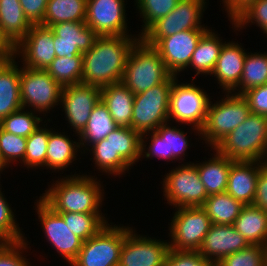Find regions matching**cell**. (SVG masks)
<instances>
[{"mask_svg":"<svg viewBox=\"0 0 267 266\" xmlns=\"http://www.w3.org/2000/svg\"><path fill=\"white\" fill-rule=\"evenodd\" d=\"M83 55L56 57L47 67L49 75L63 87L82 83Z\"/></svg>","mask_w":267,"mask_h":266,"instance_id":"f35d334b","label":"cell"},{"mask_svg":"<svg viewBox=\"0 0 267 266\" xmlns=\"http://www.w3.org/2000/svg\"><path fill=\"white\" fill-rule=\"evenodd\" d=\"M6 168H9V166L5 163V161L0 156V179H1V173L6 170ZM1 184V181H0Z\"/></svg>","mask_w":267,"mask_h":266,"instance_id":"db71d44e","label":"cell"},{"mask_svg":"<svg viewBox=\"0 0 267 266\" xmlns=\"http://www.w3.org/2000/svg\"><path fill=\"white\" fill-rule=\"evenodd\" d=\"M0 26L15 46L29 32L32 24L26 18L19 0H0Z\"/></svg>","mask_w":267,"mask_h":266,"instance_id":"4dcf8cb0","label":"cell"},{"mask_svg":"<svg viewBox=\"0 0 267 266\" xmlns=\"http://www.w3.org/2000/svg\"><path fill=\"white\" fill-rule=\"evenodd\" d=\"M77 237L83 242L97 234L109 222L106 214L58 213Z\"/></svg>","mask_w":267,"mask_h":266,"instance_id":"74e56055","label":"cell"},{"mask_svg":"<svg viewBox=\"0 0 267 266\" xmlns=\"http://www.w3.org/2000/svg\"><path fill=\"white\" fill-rule=\"evenodd\" d=\"M243 204L227 192L210 195L201 206L212 224L233 225Z\"/></svg>","mask_w":267,"mask_h":266,"instance_id":"836d02e7","label":"cell"},{"mask_svg":"<svg viewBox=\"0 0 267 266\" xmlns=\"http://www.w3.org/2000/svg\"><path fill=\"white\" fill-rule=\"evenodd\" d=\"M126 5L127 0H87L85 24L98 36L136 35L127 29Z\"/></svg>","mask_w":267,"mask_h":266,"instance_id":"e0dca14e","label":"cell"},{"mask_svg":"<svg viewBox=\"0 0 267 266\" xmlns=\"http://www.w3.org/2000/svg\"><path fill=\"white\" fill-rule=\"evenodd\" d=\"M263 249H264L265 266H267V244L263 246Z\"/></svg>","mask_w":267,"mask_h":266,"instance_id":"11a10c76","label":"cell"},{"mask_svg":"<svg viewBox=\"0 0 267 266\" xmlns=\"http://www.w3.org/2000/svg\"><path fill=\"white\" fill-rule=\"evenodd\" d=\"M115 154H119L132 168L141 160V134L131 127H120L110 132Z\"/></svg>","mask_w":267,"mask_h":266,"instance_id":"d590c367","label":"cell"},{"mask_svg":"<svg viewBox=\"0 0 267 266\" xmlns=\"http://www.w3.org/2000/svg\"><path fill=\"white\" fill-rule=\"evenodd\" d=\"M197 86L194 79L191 82H180L178 77L173 81L170 91L169 122L191 126V134L199 136L204 126L210 100L213 98Z\"/></svg>","mask_w":267,"mask_h":266,"instance_id":"5b68a950","label":"cell"},{"mask_svg":"<svg viewBox=\"0 0 267 266\" xmlns=\"http://www.w3.org/2000/svg\"><path fill=\"white\" fill-rule=\"evenodd\" d=\"M43 115L21 108L0 121V127L14 135L28 137L45 123ZM44 121V122H43Z\"/></svg>","mask_w":267,"mask_h":266,"instance_id":"ab89813d","label":"cell"},{"mask_svg":"<svg viewBox=\"0 0 267 266\" xmlns=\"http://www.w3.org/2000/svg\"><path fill=\"white\" fill-rule=\"evenodd\" d=\"M217 266H265L264 249L261 245H249L222 258Z\"/></svg>","mask_w":267,"mask_h":266,"instance_id":"f6af8a7d","label":"cell"},{"mask_svg":"<svg viewBox=\"0 0 267 266\" xmlns=\"http://www.w3.org/2000/svg\"><path fill=\"white\" fill-rule=\"evenodd\" d=\"M134 95L122 82L101 88V101L120 127H131Z\"/></svg>","mask_w":267,"mask_h":266,"instance_id":"83f0119b","label":"cell"},{"mask_svg":"<svg viewBox=\"0 0 267 266\" xmlns=\"http://www.w3.org/2000/svg\"><path fill=\"white\" fill-rule=\"evenodd\" d=\"M26 18L32 25L42 24L48 0H19Z\"/></svg>","mask_w":267,"mask_h":266,"instance_id":"681fc988","label":"cell"},{"mask_svg":"<svg viewBox=\"0 0 267 266\" xmlns=\"http://www.w3.org/2000/svg\"><path fill=\"white\" fill-rule=\"evenodd\" d=\"M267 162L234 161L231 165L226 192L243 205H252L258 173Z\"/></svg>","mask_w":267,"mask_h":266,"instance_id":"603a6c76","label":"cell"},{"mask_svg":"<svg viewBox=\"0 0 267 266\" xmlns=\"http://www.w3.org/2000/svg\"><path fill=\"white\" fill-rule=\"evenodd\" d=\"M86 151L84 154L90 153L92 157L90 160L92 159L94 167H97L98 173H102V175L105 173L108 178L110 175L115 178L125 176L132 168L119 154H115L111 136H106L101 141L93 143Z\"/></svg>","mask_w":267,"mask_h":266,"instance_id":"f546056e","label":"cell"},{"mask_svg":"<svg viewBox=\"0 0 267 266\" xmlns=\"http://www.w3.org/2000/svg\"><path fill=\"white\" fill-rule=\"evenodd\" d=\"M87 0H48L43 26L63 22H85Z\"/></svg>","mask_w":267,"mask_h":266,"instance_id":"d6a6232c","label":"cell"},{"mask_svg":"<svg viewBox=\"0 0 267 266\" xmlns=\"http://www.w3.org/2000/svg\"><path fill=\"white\" fill-rule=\"evenodd\" d=\"M137 233L133 226H126L118 266H164L170 249L169 240Z\"/></svg>","mask_w":267,"mask_h":266,"instance_id":"9a60e30c","label":"cell"},{"mask_svg":"<svg viewBox=\"0 0 267 266\" xmlns=\"http://www.w3.org/2000/svg\"><path fill=\"white\" fill-rule=\"evenodd\" d=\"M29 248L31 247L27 237L19 242H3L0 244V266H31L26 255Z\"/></svg>","mask_w":267,"mask_h":266,"instance_id":"bcb514c9","label":"cell"},{"mask_svg":"<svg viewBox=\"0 0 267 266\" xmlns=\"http://www.w3.org/2000/svg\"><path fill=\"white\" fill-rule=\"evenodd\" d=\"M162 184L166 204L176 207L202 206L209 197L201 182L195 162L181 163L165 173Z\"/></svg>","mask_w":267,"mask_h":266,"instance_id":"ba28073f","label":"cell"},{"mask_svg":"<svg viewBox=\"0 0 267 266\" xmlns=\"http://www.w3.org/2000/svg\"><path fill=\"white\" fill-rule=\"evenodd\" d=\"M16 57L0 59V121L22 107L20 65Z\"/></svg>","mask_w":267,"mask_h":266,"instance_id":"d4e9b609","label":"cell"},{"mask_svg":"<svg viewBox=\"0 0 267 266\" xmlns=\"http://www.w3.org/2000/svg\"><path fill=\"white\" fill-rule=\"evenodd\" d=\"M249 245L233 225L212 224L198 252L205 259L218 263L225 256Z\"/></svg>","mask_w":267,"mask_h":266,"instance_id":"44dd1931","label":"cell"},{"mask_svg":"<svg viewBox=\"0 0 267 266\" xmlns=\"http://www.w3.org/2000/svg\"><path fill=\"white\" fill-rule=\"evenodd\" d=\"M210 158L205 161H196V168L199 173L201 182L204 184L208 196L226 192L229 172L232 163L225 155L220 154L215 148ZM214 155V156H213Z\"/></svg>","mask_w":267,"mask_h":266,"instance_id":"484cf974","label":"cell"},{"mask_svg":"<svg viewBox=\"0 0 267 266\" xmlns=\"http://www.w3.org/2000/svg\"><path fill=\"white\" fill-rule=\"evenodd\" d=\"M35 212L38 214L46 242L54 248L67 264H71L82 248L83 241L67 226L63 218L46 205L39 197L35 200Z\"/></svg>","mask_w":267,"mask_h":266,"instance_id":"5bb4252c","label":"cell"},{"mask_svg":"<svg viewBox=\"0 0 267 266\" xmlns=\"http://www.w3.org/2000/svg\"><path fill=\"white\" fill-rule=\"evenodd\" d=\"M20 97L22 107L45 118L60 106L63 86L46 70L30 69L20 64ZM47 113V114H46ZM45 114V115H44Z\"/></svg>","mask_w":267,"mask_h":266,"instance_id":"9c48e42d","label":"cell"},{"mask_svg":"<svg viewBox=\"0 0 267 266\" xmlns=\"http://www.w3.org/2000/svg\"><path fill=\"white\" fill-rule=\"evenodd\" d=\"M208 1V2H206ZM209 0H180L169 14L154 22L140 39L149 46H154L161 38L191 29H209L202 24L203 13L208 8Z\"/></svg>","mask_w":267,"mask_h":266,"instance_id":"30bf717a","label":"cell"},{"mask_svg":"<svg viewBox=\"0 0 267 266\" xmlns=\"http://www.w3.org/2000/svg\"><path fill=\"white\" fill-rule=\"evenodd\" d=\"M242 96L253 114L267 116V84L245 91Z\"/></svg>","mask_w":267,"mask_h":266,"instance_id":"c3c4849f","label":"cell"},{"mask_svg":"<svg viewBox=\"0 0 267 266\" xmlns=\"http://www.w3.org/2000/svg\"><path fill=\"white\" fill-rule=\"evenodd\" d=\"M26 146V137L14 135L0 127V156L9 167H13L14 162L16 165L23 162Z\"/></svg>","mask_w":267,"mask_h":266,"instance_id":"ee69618b","label":"cell"},{"mask_svg":"<svg viewBox=\"0 0 267 266\" xmlns=\"http://www.w3.org/2000/svg\"><path fill=\"white\" fill-rule=\"evenodd\" d=\"M168 224L170 249L198 251L212 222L201 206L176 207Z\"/></svg>","mask_w":267,"mask_h":266,"instance_id":"8fae6325","label":"cell"},{"mask_svg":"<svg viewBox=\"0 0 267 266\" xmlns=\"http://www.w3.org/2000/svg\"><path fill=\"white\" fill-rule=\"evenodd\" d=\"M16 46L4 34L0 26V59L15 57Z\"/></svg>","mask_w":267,"mask_h":266,"instance_id":"f5cc1de1","label":"cell"},{"mask_svg":"<svg viewBox=\"0 0 267 266\" xmlns=\"http://www.w3.org/2000/svg\"><path fill=\"white\" fill-rule=\"evenodd\" d=\"M53 37L50 27L32 25L26 36L16 45L17 61L30 69L46 70L56 58Z\"/></svg>","mask_w":267,"mask_h":266,"instance_id":"d6986e66","label":"cell"},{"mask_svg":"<svg viewBox=\"0 0 267 266\" xmlns=\"http://www.w3.org/2000/svg\"><path fill=\"white\" fill-rule=\"evenodd\" d=\"M180 0H134L141 22V36L154 22L169 14L177 6Z\"/></svg>","mask_w":267,"mask_h":266,"instance_id":"60d3db41","label":"cell"},{"mask_svg":"<svg viewBox=\"0 0 267 266\" xmlns=\"http://www.w3.org/2000/svg\"><path fill=\"white\" fill-rule=\"evenodd\" d=\"M225 42L212 27L201 36L187 67L193 72L195 71L194 77H191L192 79L195 80L196 76L199 77V75H205V77L211 75Z\"/></svg>","mask_w":267,"mask_h":266,"instance_id":"4316f807","label":"cell"},{"mask_svg":"<svg viewBox=\"0 0 267 266\" xmlns=\"http://www.w3.org/2000/svg\"><path fill=\"white\" fill-rule=\"evenodd\" d=\"M241 44L238 41L227 40L210 75V77H215L214 80L219 84L222 93L232 92L241 80L244 60L247 55V50Z\"/></svg>","mask_w":267,"mask_h":266,"instance_id":"7402d4cb","label":"cell"},{"mask_svg":"<svg viewBox=\"0 0 267 266\" xmlns=\"http://www.w3.org/2000/svg\"><path fill=\"white\" fill-rule=\"evenodd\" d=\"M250 245L267 244V212L255 205H244L233 223Z\"/></svg>","mask_w":267,"mask_h":266,"instance_id":"f1b7e54d","label":"cell"},{"mask_svg":"<svg viewBox=\"0 0 267 266\" xmlns=\"http://www.w3.org/2000/svg\"><path fill=\"white\" fill-rule=\"evenodd\" d=\"M81 173L58 176L39 198L56 213L103 214L105 191L101 178Z\"/></svg>","mask_w":267,"mask_h":266,"instance_id":"7a4b0ae2","label":"cell"},{"mask_svg":"<svg viewBox=\"0 0 267 266\" xmlns=\"http://www.w3.org/2000/svg\"><path fill=\"white\" fill-rule=\"evenodd\" d=\"M180 124L172 125L171 122L160 125L155 131L147 132L141 135V159L150 161L155 157L165 160L166 162L176 161L180 163L184 162L185 156L187 157V150L190 149L193 144L191 138L189 140L187 131L183 128H179ZM178 127V128H177ZM148 140V141H147ZM149 144H148V143ZM190 142V143H189ZM191 145V146H190ZM148 146V147H147ZM184 157V158H183Z\"/></svg>","mask_w":267,"mask_h":266,"instance_id":"4fadbf2b","label":"cell"},{"mask_svg":"<svg viewBox=\"0 0 267 266\" xmlns=\"http://www.w3.org/2000/svg\"><path fill=\"white\" fill-rule=\"evenodd\" d=\"M230 24L236 34V31L243 32V29L256 24V27L258 26L262 30L260 32H263L267 38V0H256L234 21H230Z\"/></svg>","mask_w":267,"mask_h":266,"instance_id":"7bdbcfd3","label":"cell"},{"mask_svg":"<svg viewBox=\"0 0 267 266\" xmlns=\"http://www.w3.org/2000/svg\"><path fill=\"white\" fill-rule=\"evenodd\" d=\"M101 101V88L84 83L63 87L60 108L64 112L67 127L76 137L83 131L94 107ZM62 105V106H61Z\"/></svg>","mask_w":267,"mask_h":266,"instance_id":"2e32d148","label":"cell"},{"mask_svg":"<svg viewBox=\"0 0 267 266\" xmlns=\"http://www.w3.org/2000/svg\"><path fill=\"white\" fill-rule=\"evenodd\" d=\"M208 29H191L161 38L153 48L161 56L166 69L179 77L183 71H188L193 52L201 36ZM186 69V70H185Z\"/></svg>","mask_w":267,"mask_h":266,"instance_id":"ac0fdd59","label":"cell"},{"mask_svg":"<svg viewBox=\"0 0 267 266\" xmlns=\"http://www.w3.org/2000/svg\"><path fill=\"white\" fill-rule=\"evenodd\" d=\"M253 205L267 212V163L260 169Z\"/></svg>","mask_w":267,"mask_h":266,"instance_id":"f907efd6","label":"cell"},{"mask_svg":"<svg viewBox=\"0 0 267 266\" xmlns=\"http://www.w3.org/2000/svg\"><path fill=\"white\" fill-rule=\"evenodd\" d=\"M267 84V52H247L239 85L232 91L243 94L245 91Z\"/></svg>","mask_w":267,"mask_h":266,"instance_id":"e575fe53","label":"cell"},{"mask_svg":"<svg viewBox=\"0 0 267 266\" xmlns=\"http://www.w3.org/2000/svg\"><path fill=\"white\" fill-rule=\"evenodd\" d=\"M52 121V118H47L45 124L43 123L36 131L27 137L26 152L24 160L21 163L23 168L26 167L29 171L36 169H44L46 164V151L49 139V127L48 122ZM43 167V168H42Z\"/></svg>","mask_w":267,"mask_h":266,"instance_id":"8d00e7d4","label":"cell"},{"mask_svg":"<svg viewBox=\"0 0 267 266\" xmlns=\"http://www.w3.org/2000/svg\"><path fill=\"white\" fill-rule=\"evenodd\" d=\"M214 148L231 160L267 162V116L250 113Z\"/></svg>","mask_w":267,"mask_h":266,"instance_id":"3957f363","label":"cell"},{"mask_svg":"<svg viewBox=\"0 0 267 266\" xmlns=\"http://www.w3.org/2000/svg\"><path fill=\"white\" fill-rule=\"evenodd\" d=\"M66 133L65 131L59 132L55 128L49 127L45 169L52 170L51 173L53 175L57 171H61L62 173L60 174H63V171H67L70 165L75 164L76 160H78V154L80 152L81 155L83 154L80 139L72 140L71 136H68Z\"/></svg>","mask_w":267,"mask_h":266,"instance_id":"cb8c5ba5","label":"cell"},{"mask_svg":"<svg viewBox=\"0 0 267 266\" xmlns=\"http://www.w3.org/2000/svg\"><path fill=\"white\" fill-rule=\"evenodd\" d=\"M56 57L72 58L93 47L98 35L85 22H63L50 26Z\"/></svg>","mask_w":267,"mask_h":266,"instance_id":"ffe728a7","label":"cell"},{"mask_svg":"<svg viewBox=\"0 0 267 266\" xmlns=\"http://www.w3.org/2000/svg\"><path fill=\"white\" fill-rule=\"evenodd\" d=\"M0 184V240L2 242H19L25 239L22 227H19L15 210L13 212L10 202L2 192ZM24 233V234H23Z\"/></svg>","mask_w":267,"mask_h":266,"instance_id":"b9f144b4","label":"cell"},{"mask_svg":"<svg viewBox=\"0 0 267 266\" xmlns=\"http://www.w3.org/2000/svg\"><path fill=\"white\" fill-rule=\"evenodd\" d=\"M256 0H222L223 10L227 12L229 21H234L243 11H245Z\"/></svg>","mask_w":267,"mask_h":266,"instance_id":"816d5d0a","label":"cell"},{"mask_svg":"<svg viewBox=\"0 0 267 266\" xmlns=\"http://www.w3.org/2000/svg\"><path fill=\"white\" fill-rule=\"evenodd\" d=\"M139 40L138 34L98 36L82 54V83L102 88L122 82L130 51Z\"/></svg>","mask_w":267,"mask_h":266,"instance_id":"6da1fadb","label":"cell"},{"mask_svg":"<svg viewBox=\"0 0 267 266\" xmlns=\"http://www.w3.org/2000/svg\"><path fill=\"white\" fill-rule=\"evenodd\" d=\"M170 75L159 53L140 39L130 51L122 83L139 94L164 82Z\"/></svg>","mask_w":267,"mask_h":266,"instance_id":"8992f818","label":"cell"},{"mask_svg":"<svg viewBox=\"0 0 267 266\" xmlns=\"http://www.w3.org/2000/svg\"><path fill=\"white\" fill-rule=\"evenodd\" d=\"M125 238L126 226L108 223L97 234L83 242L70 266H118Z\"/></svg>","mask_w":267,"mask_h":266,"instance_id":"7c38bea8","label":"cell"},{"mask_svg":"<svg viewBox=\"0 0 267 266\" xmlns=\"http://www.w3.org/2000/svg\"><path fill=\"white\" fill-rule=\"evenodd\" d=\"M223 94L224 97L222 95L220 100L209 102L206 121L200 130V138L203 140L201 143H206L204 148L213 149L251 113L247 101L241 94Z\"/></svg>","mask_w":267,"mask_h":266,"instance_id":"277c9868","label":"cell"},{"mask_svg":"<svg viewBox=\"0 0 267 266\" xmlns=\"http://www.w3.org/2000/svg\"><path fill=\"white\" fill-rule=\"evenodd\" d=\"M178 76L171 74L164 82L134 95L131 128L141 135L155 131L169 122L170 91Z\"/></svg>","mask_w":267,"mask_h":266,"instance_id":"52a82bcc","label":"cell"},{"mask_svg":"<svg viewBox=\"0 0 267 266\" xmlns=\"http://www.w3.org/2000/svg\"><path fill=\"white\" fill-rule=\"evenodd\" d=\"M118 128L107 107L100 101L92 110L89 121L83 131L78 135L80 146L84 152L93 144Z\"/></svg>","mask_w":267,"mask_h":266,"instance_id":"1f68e13d","label":"cell"},{"mask_svg":"<svg viewBox=\"0 0 267 266\" xmlns=\"http://www.w3.org/2000/svg\"><path fill=\"white\" fill-rule=\"evenodd\" d=\"M164 266H217L198 251L169 249Z\"/></svg>","mask_w":267,"mask_h":266,"instance_id":"7dc6e473","label":"cell"}]
</instances>
